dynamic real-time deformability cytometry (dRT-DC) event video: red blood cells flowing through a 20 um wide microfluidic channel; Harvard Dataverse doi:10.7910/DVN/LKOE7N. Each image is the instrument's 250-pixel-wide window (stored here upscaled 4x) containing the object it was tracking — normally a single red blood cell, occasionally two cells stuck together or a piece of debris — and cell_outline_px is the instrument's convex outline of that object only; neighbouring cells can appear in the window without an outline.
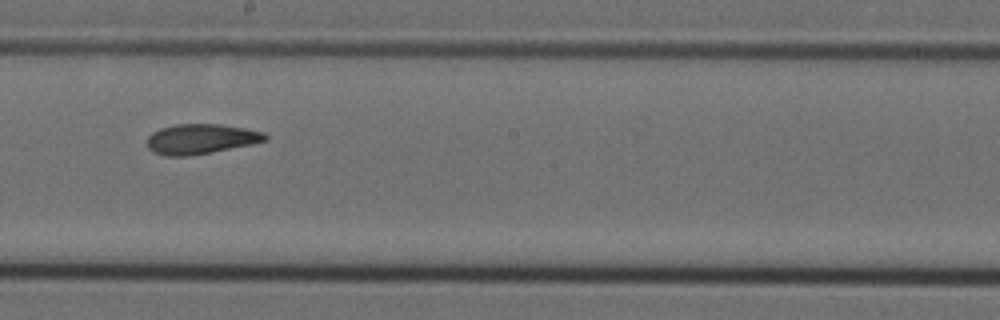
{"species": "Egyptian fruit bat (a non-hibernating species)", "species_latin": "Rousettus aegyptiacus", "temperature_condition": "cold", "stored_images_in_passage": 14, "camera_frame_rate_fps": 3000, "um_per_image_px": 0.085, "animal": {"sex": "female"}, "frame": {"image": 1, "passage_image": 8, "time_ms": 2.333, "image_size_px": [1000, 320], "cell_outline_px": [[268, 140], [252, 144], [212, 152], [188, 156], [164, 156], [152, 152], [148, 148], [148, 136], [152, 132], [160, 128], [176, 124], [220, 124], [244, 128], [264, 132], [268, 136]], "centroid_in_image_um": [17.07, 11.81], "position_along_channel_um": 231.1, "area_um2": 20.75}}
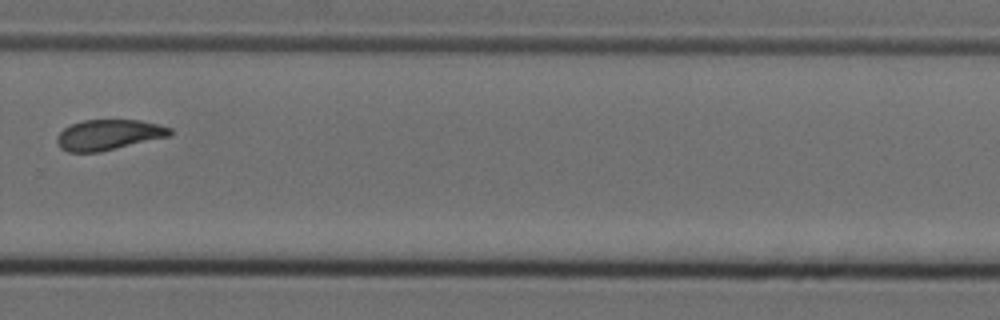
{"frame": {"image": 2, "passage_image": 10, "time_ms": 3.0, "image_size_px": [1000, 320], "cell_outline_px": [[172, 136], [100, 152], [68, 152], [60, 148], [56, 140], [56, 136], [64, 128], [72, 124], [84, 120], [140, 120], [172, 128]], "centroid_in_image_um": [9.24, 11.46], "position_along_channel_um": 320.6, "area_um2": 20.17}}